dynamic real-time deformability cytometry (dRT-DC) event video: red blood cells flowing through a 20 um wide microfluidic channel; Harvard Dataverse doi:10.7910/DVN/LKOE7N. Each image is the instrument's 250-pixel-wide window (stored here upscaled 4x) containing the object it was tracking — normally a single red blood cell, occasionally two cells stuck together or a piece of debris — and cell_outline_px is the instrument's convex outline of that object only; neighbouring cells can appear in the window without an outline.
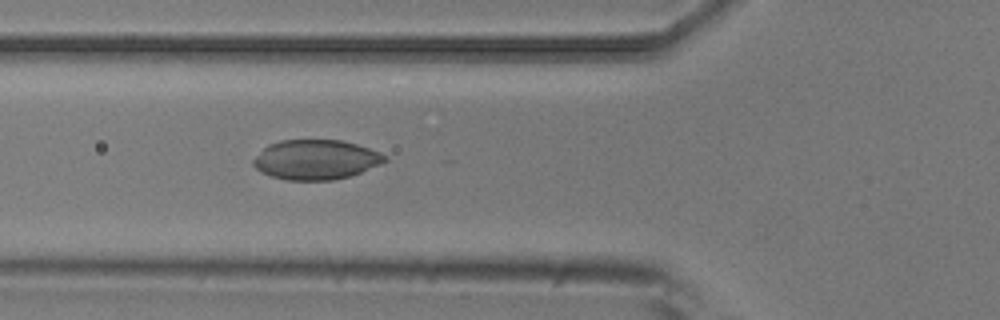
{"species": "common noctule bat (a hibernating species)", "species_latin": "Nyctalus noctula", "temperature_condition": "room temperature", "stored_images_in_passage": 4, "camera_frame_rate_fps": 3000, "um_per_image_px": 0.085, "animal": {"sex": "male", "body_mass_g": 20.5, "forearm_length_mm": 52.5}, "frame": {"image": 1, "passage_image": 4, "time_ms": 1.0, "image_size_px": [1000, 320], "cell_outline_px": [[388, 160], [380, 164], [352, 176], [332, 180], [288, 180], [272, 176], [260, 172], [252, 164], [252, 160], [268, 144], [280, 140], [340, 140], [356, 144], [380, 152], [388, 156]], "centroid_in_image_um": [26.85, 13.57], "position_along_channel_um": 98.9, "area_um2": 30.52}}